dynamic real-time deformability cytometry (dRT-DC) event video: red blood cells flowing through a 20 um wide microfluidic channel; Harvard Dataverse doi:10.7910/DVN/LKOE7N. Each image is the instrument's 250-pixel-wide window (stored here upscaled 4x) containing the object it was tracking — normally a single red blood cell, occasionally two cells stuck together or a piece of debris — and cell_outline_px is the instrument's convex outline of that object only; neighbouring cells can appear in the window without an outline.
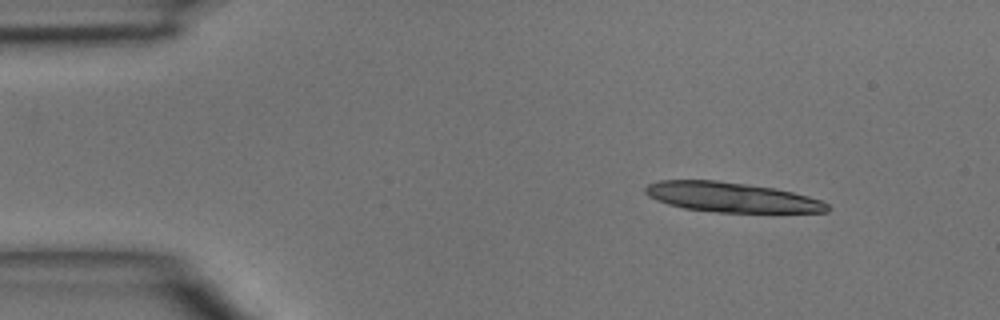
{"species": "common noctule bat (a hibernating species)", "species_latin": "Nyctalus noctula", "temperature_condition": "room temperature", "stored_images_in_passage": 12, "camera_frame_rate_fps": 3000, "um_per_image_px": 0.085, "animal": {"sex": "male", "body_mass_g": 15.6}, "frame": {"image": 1, "passage_image": 1, "time_ms": 0.0, "image_size_px": [1000, 320], "cell_outline_px": [[828, 212], [716, 212], [684, 208], [668, 204], [656, 200], [648, 196], [644, 192], [644, 188], [648, 184], [660, 180], [716, 180], [776, 188], [808, 196], [820, 200], [828, 204]], "centroid_in_image_um": [62.13, 16.76], "position_along_channel_um": 22.9, "area_um2": 31.5}}
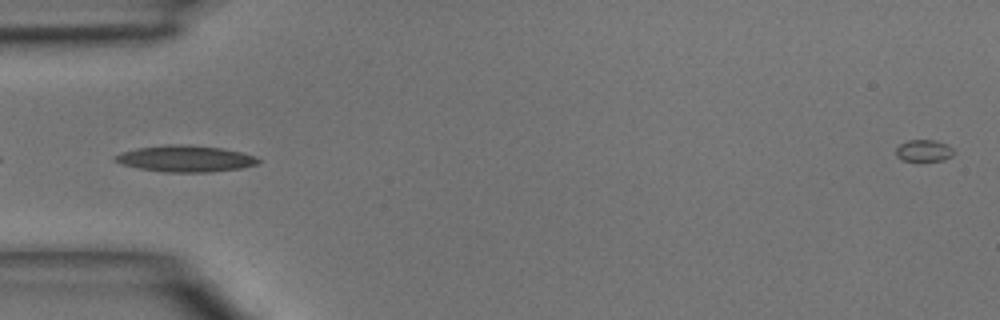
{"frame": {"image": 2, "passage_image": 10, "time_ms": 3.0, "image_size_px": [1000, 320], "cell_outline_px": [[260, 164], [240, 168], [208, 172], [164, 172], [140, 168], [120, 164], [116, 160], [116, 156], [124, 152], [136, 148], [164, 144], [188, 144], [220, 148], [240, 152], [256, 156], [260, 160]], "centroid_in_image_um": [15.8, 13.48], "position_along_channel_um": 69.2, "area_um2": 21.91}}